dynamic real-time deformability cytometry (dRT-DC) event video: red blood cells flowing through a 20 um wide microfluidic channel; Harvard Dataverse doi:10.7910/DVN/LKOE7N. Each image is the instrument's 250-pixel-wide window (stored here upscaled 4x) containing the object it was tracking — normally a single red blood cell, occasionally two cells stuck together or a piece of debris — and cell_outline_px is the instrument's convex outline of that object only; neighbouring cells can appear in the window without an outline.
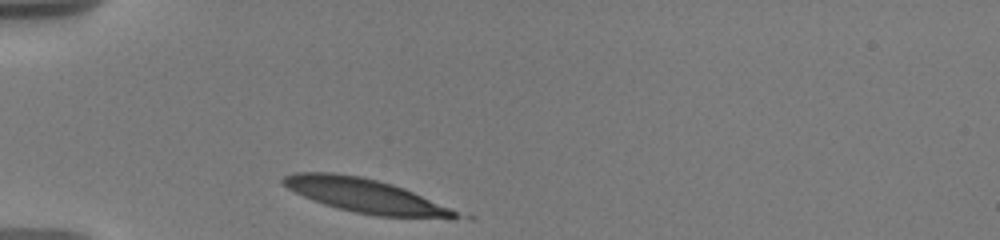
{"species": "human", "species_latin": "Homo sapiens", "temperature_condition": "warm", "stored_images_in_passage": 11, "camera_frame_rate_fps": 3000, "um_per_image_px": 0.085, "donor": {"sex": "male"}, "frame": {"image": 1, "passage_image": 1, "time_ms": 0.0, "image_size_px": [1000, 240], "cell_outline_px": [[476, 216], [472, 220], [452, 220], [376, 216], [352, 212], [336, 208], [312, 200], [288, 188], [280, 180], [284, 176], [296, 172], [332, 172], [360, 176], [392, 184], [404, 188]], "centroid_in_image_um": [31.4, 16.71], "position_along_channel_um": 53.6, "area_um2": 35.84}}
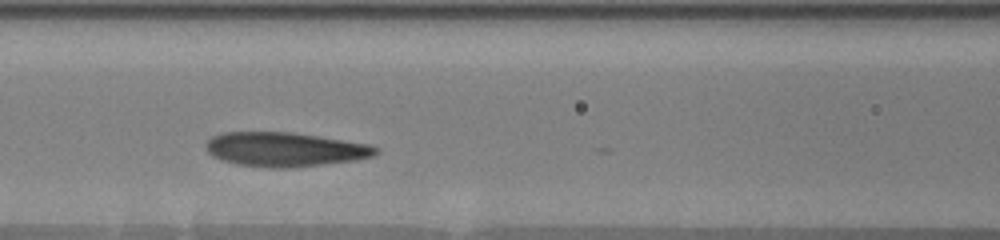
{"frame": {"image": 2, "passage_image": 8, "time_ms": 3.0, "image_size_px": [1000, 240], "cell_outline_px": [[380, 152], [372, 156], [356, 160], [288, 168], [272, 168], [236, 164], [212, 156], [204, 148], [204, 144], [212, 136], [220, 132], [292, 132], [368, 144], [380, 148]], "centroid_in_image_um": [24.18, 12.69], "position_along_channel_um": 142.4, "area_um2": 33.93}}
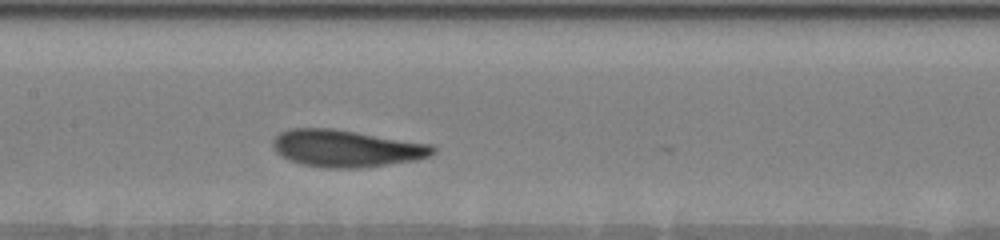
{"frame": {"image": 3, "passage_image": 11, "time_ms": 4.0, "image_size_px": [1000, 240], "cell_outline_px": [[436, 152], [432, 156], [416, 160], [364, 168], [324, 168], [300, 164], [288, 160], [276, 152], [272, 148], [272, 140], [280, 132], [288, 128], [332, 128], [432, 144], [436, 148]], "centroid_in_image_um": [29.43, 12.62], "position_along_channel_um": 178.0, "area_um2": 35.03}}